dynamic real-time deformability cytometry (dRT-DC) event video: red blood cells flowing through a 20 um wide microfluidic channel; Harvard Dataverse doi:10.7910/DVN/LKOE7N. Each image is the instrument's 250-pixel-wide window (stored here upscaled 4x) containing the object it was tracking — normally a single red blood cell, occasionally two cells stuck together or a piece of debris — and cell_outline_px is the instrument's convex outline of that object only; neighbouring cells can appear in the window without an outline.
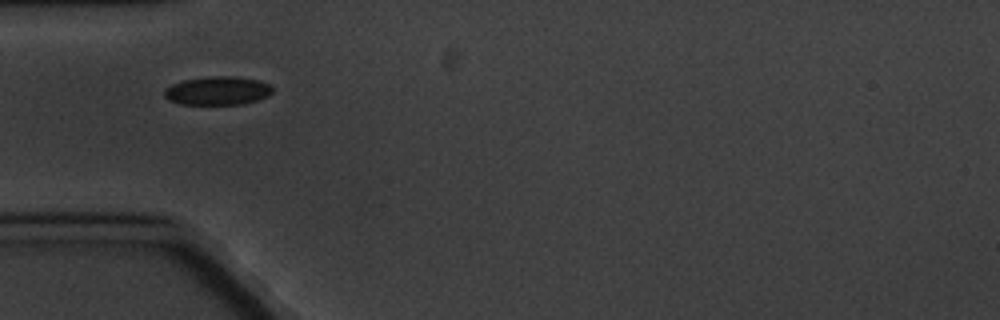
{"species": "common noctule bat (a hibernating species)", "species_latin": "Nyctalus noctula", "temperature_condition": "cold", "stored_images_in_passage": 5, "camera_frame_rate_fps": 3000, "um_per_image_px": 0.085, "animal": {"sex": "male", "body_mass_g": 20.1, "forearm_length_mm": 53.5}, "frame": {"image": 1, "passage_image": 1, "time_ms": 0.0, "image_size_px": [1000, 320], "cell_outline_px": [[272, 92], [268, 96], [244, 104], [180, 104], [168, 100], [164, 96], [164, 88], [172, 84], [184, 80], [208, 76], [236, 76], [260, 80], [272, 84]], "centroid_in_image_um": [18.51, 7.7], "position_along_channel_um": 66.5, "area_um2": 18.21}}
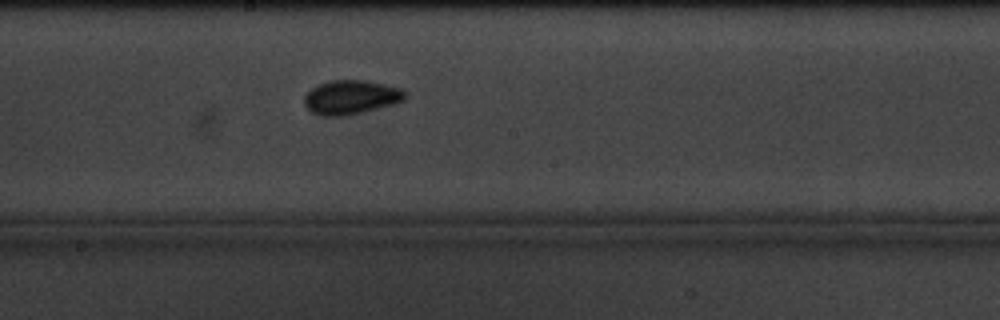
{"frame": {"image": 2, "passage_image": 5, "time_ms": 4.667, "image_size_px": [1000, 320], "cell_outline_px": [[408, 96], [404, 100], [392, 104], [344, 116], [320, 116], [312, 112], [304, 104], [304, 96], [312, 88], [320, 84], [332, 80], [368, 80], [400, 88]], "centroid_in_image_um": [29.82, 8.26], "position_along_channel_um": 218.4, "area_um2": 19.83}}